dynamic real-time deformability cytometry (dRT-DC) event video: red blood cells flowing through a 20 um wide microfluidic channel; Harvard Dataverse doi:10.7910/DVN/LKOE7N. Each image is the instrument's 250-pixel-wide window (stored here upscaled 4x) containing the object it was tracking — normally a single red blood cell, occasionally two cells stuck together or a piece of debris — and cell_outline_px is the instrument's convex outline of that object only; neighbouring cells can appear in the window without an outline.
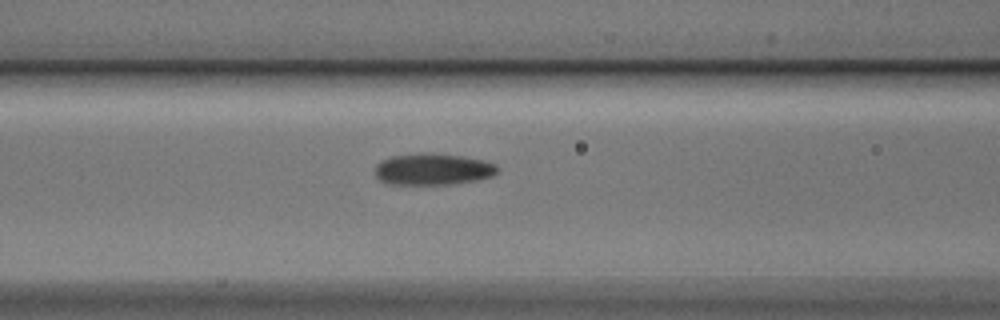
{"species": "Egyptian fruit bat (a non-hibernating species)", "species_latin": "Rousettus aegyptiacus", "temperature_condition": "cold", "stored_images_in_passage": 19, "camera_frame_rate_fps": 3000, "um_per_image_px": 0.085, "animal": {"sex": "male"}, "frame": {"image": 1, "passage_image": 14, "time_ms": 4.333, "image_size_px": [1000, 320], "cell_outline_px": [[500, 172], [492, 176], [476, 180], [448, 184], [388, 184], [380, 180], [376, 176], [376, 164], [392, 156], [424, 152], [464, 156], [484, 160], [496, 164], [500, 168]], "centroid_in_image_um": [36.84, 14.37], "position_along_channel_um": 129.8, "area_um2": 22.6}}